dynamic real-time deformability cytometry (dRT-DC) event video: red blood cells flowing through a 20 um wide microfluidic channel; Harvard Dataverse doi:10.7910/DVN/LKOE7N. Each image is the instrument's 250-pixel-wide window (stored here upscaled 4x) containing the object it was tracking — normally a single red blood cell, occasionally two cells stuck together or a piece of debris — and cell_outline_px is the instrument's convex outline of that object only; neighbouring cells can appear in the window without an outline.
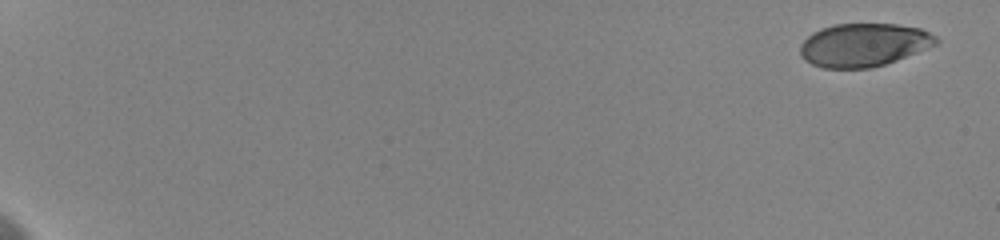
{"species": "human", "species_latin": "Homo sapiens", "temperature_condition": "cold", "stored_images_in_passage": 10, "camera_frame_rate_fps": 3000, "um_per_image_px": 0.085, "donor": {"sex": "female"}, "frame": {"image": 1, "passage_image": 1, "time_ms": 0.0, "image_size_px": [1000, 240], "cell_outline_px": [[940, 40], [936, 44], [896, 60], [872, 68], [824, 68], [812, 64], [804, 60], [800, 56], [800, 44], [812, 32], [820, 28], [832, 24], [896, 24], [920, 28], [936, 36]], "centroid_in_image_um": [73.37, 3.81], "position_along_channel_um": 11.6, "area_um2": 34.22}}
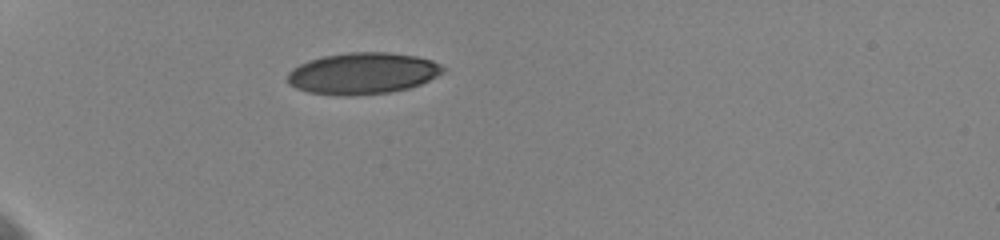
{"frame": {"image": 2, "passage_image": 6, "time_ms": 6.0, "image_size_px": [1000, 240], "cell_outline_px": [[444, 72], [420, 84], [408, 88], [388, 92], [348, 96], [336, 96], [308, 92], [296, 88], [288, 84], [288, 72], [292, 68], [308, 60], [324, 56], [352, 52], [388, 52], [416, 56], [432, 60], [440, 64], [444, 68]], "centroid_in_image_um": [30.8, 6.24], "position_along_channel_um": 54.2, "area_um2": 37.57}}